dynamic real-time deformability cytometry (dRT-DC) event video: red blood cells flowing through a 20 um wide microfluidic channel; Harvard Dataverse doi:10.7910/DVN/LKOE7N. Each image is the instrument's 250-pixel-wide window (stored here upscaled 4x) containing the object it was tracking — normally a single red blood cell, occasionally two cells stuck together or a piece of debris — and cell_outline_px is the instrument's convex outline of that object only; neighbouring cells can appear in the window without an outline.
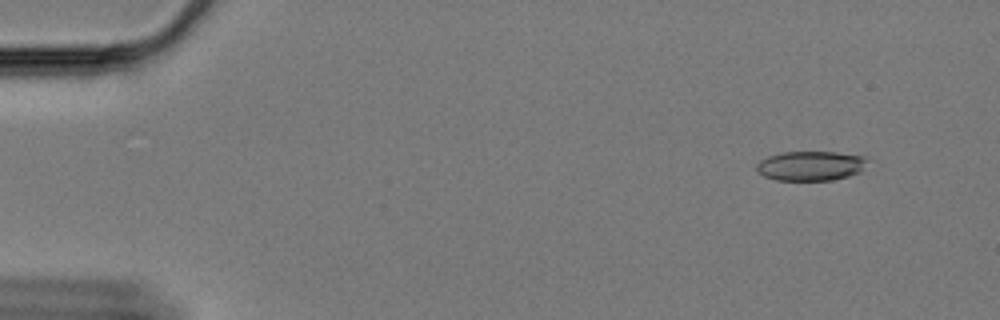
{"species": "Egyptian fruit bat (a non-hibernating species)", "species_latin": "Rousettus aegyptiacus", "temperature_condition": "cold", "stored_images_in_passage": 58, "camera_frame_rate_fps": 3000, "um_per_image_px": 0.085, "animal": {"sex": "female"}, "frame": {"image": 1, "passage_image": 3, "time_ms": 0.667, "image_size_px": [1000, 320], "cell_outline_px": [[872, 160], [860, 172], [848, 176], [832, 180], [776, 180], [764, 176], [756, 168], [756, 164], [760, 160], [768, 156], [784, 152], [836, 152], [864, 156]], "centroid_in_image_um": [68.97, 14.09], "position_along_channel_um": 16.0, "area_um2": 19.25}}
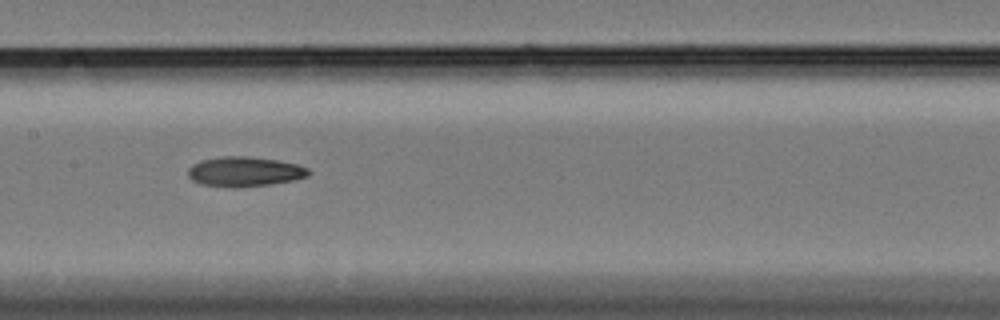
{"frame": {"image": 2, "passage_image": 28, "time_ms": 9.0, "image_size_px": [1000, 320], "cell_outline_px": [[312, 172], [308, 176], [296, 180], [240, 188], [232, 188], [200, 184], [192, 180], [188, 176], [188, 168], [192, 164], [200, 160], [224, 156], [248, 156], [276, 160], [296, 164], [308, 168]], "centroid_in_image_um": [20.78, 14.6], "position_along_channel_um": 186.6, "area_um2": 21.15}}
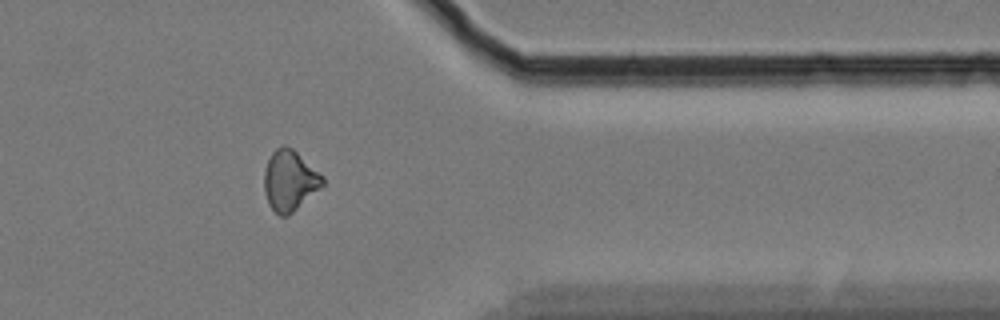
{"frame": {"image": 3, "passage_image": 47, "time_ms": 15.333, "image_size_px": [1000, 320], "cell_outline_px": [[324, 184], [288, 216], [280, 216], [268, 204], [264, 192], [264, 172], [268, 160], [272, 152], [280, 144], [284, 144], [292, 148], [324, 176]], "centroid_in_image_um": [24.6, 15.33], "position_along_channel_um": 386.8, "area_um2": 20.52}, "authors_computed_cell_mechanics": {"area_um2": 20.23, "velocity_mm_per_s": 3.3475, "shape_relaxation_time_tau1_ms": 8.1949, "shape_relaxation_time_tau2_ms": null, "deformation_change_tau1": 0.1846, "deformation_change_tau2": null}}